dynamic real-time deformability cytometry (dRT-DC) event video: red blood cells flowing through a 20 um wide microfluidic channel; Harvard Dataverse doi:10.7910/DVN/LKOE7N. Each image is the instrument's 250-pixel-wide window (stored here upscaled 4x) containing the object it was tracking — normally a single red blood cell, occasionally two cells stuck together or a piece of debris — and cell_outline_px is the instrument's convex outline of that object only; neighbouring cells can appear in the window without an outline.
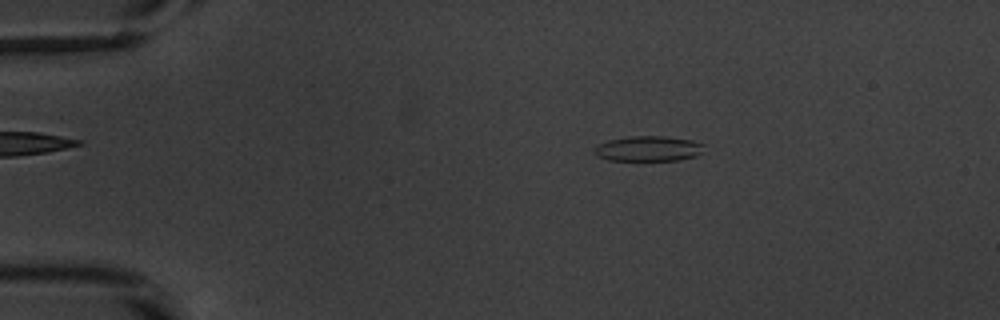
{"species": "common noctule bat (a hibernating species)", "species_latin": "Nyctalus noctula", "temperature_condition": "warm", "stored_images_in_passage": 53, "camera_frame_rate_fps": 3000, "um_per_image_px": 0.085, "animal": {"sex": "male", "body_mass_g": 20.1, "forearm_length_mm": 53.5}, "frame": {"image": 1, "passage_image": 10, "time_ms": 3.0, "image_size_px": [1000, 320], "cell_outline_px": [[704, 144], [700, 152], [696, 156], [676, 160], [608, 160], [596, 156], [592, 152], [600, 144], [608, 140], [632, 136], [664, 136], [692, 140]], "centroid_in_image_um": [55.08, 12.63], "position_along_channel_um": 29.9, "area_um2": 15.95}}
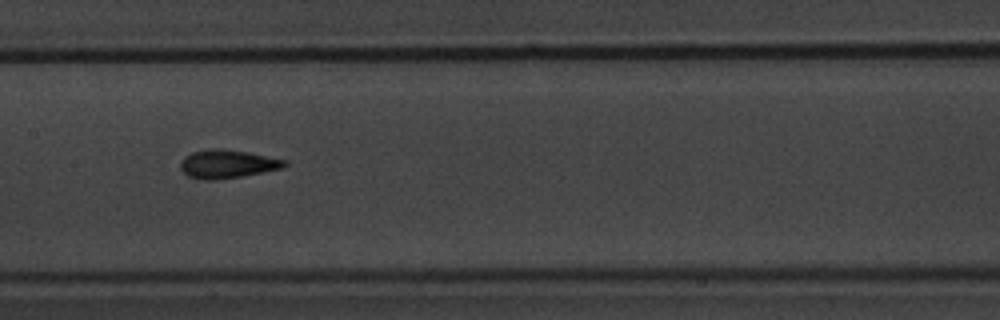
{"frame": {"image": 2, "passage_image": 27, "time_ms": 8.667, "image_size_px": [1000, 320], "cell_outline_px": [[288, 164], [284, 168], [244, 176], [212, 180], [204, 180], [188, 176], [180, 168], [180, 164], [184, 156], [192, 152], [208, 148], [220, 148], [248, 152], [288, 160]], "centroid_in_image_um": [19.35, 13.93], "position_along_channel_um": 188.0, "area_um2": 17.46}}
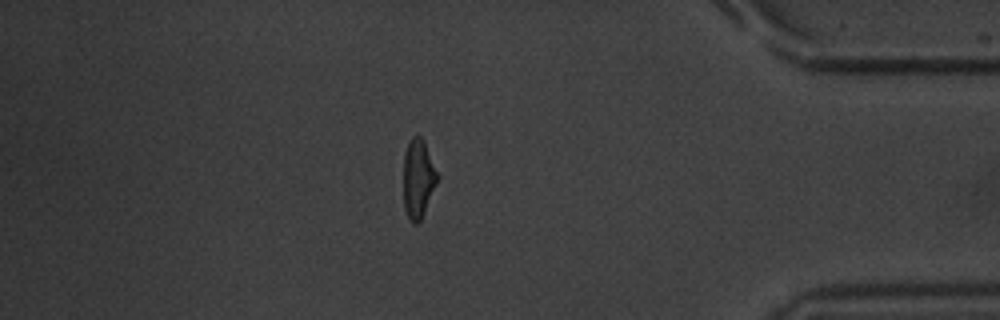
{"frame": {"image": 3, "passage_image": 46, "time_ms": 15.0, "image_size_px": [1000, 320], "cell_outline_px": [[440, 176], [424, 212], [420, 220], [416, 224], [412, 224], [408, 220], [404, 208], [404, 152], [412, 136], [420, 136], [424, 140]], "centroid_in_image_um": [35.55, 15.18], "position_along_channel_um": 399.6, "area_um2": 15.72}, "authors_computed_cell_mechanics": {"area_um2": 16.2996, "velocity_mm_per_s": 3.845, "shape_relaxation_time_tau1_ms": 3.4646, "shape_relaxation_time_tau2_ms": 1.898, "deformation_change_tau1": 0.1746, "deformation_change_tau2": 0.0959}}